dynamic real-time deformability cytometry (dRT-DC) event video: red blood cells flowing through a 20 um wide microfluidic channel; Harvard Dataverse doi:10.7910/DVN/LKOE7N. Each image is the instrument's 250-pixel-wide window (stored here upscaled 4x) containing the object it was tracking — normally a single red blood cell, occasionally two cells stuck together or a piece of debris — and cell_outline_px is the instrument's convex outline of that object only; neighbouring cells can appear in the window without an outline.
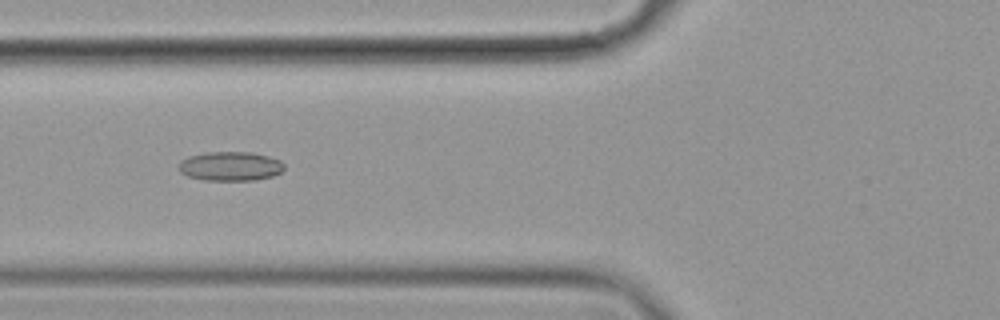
{"species": "common noctule bat (a hibernating species)", "species_latin": "Nyctalus noctula", "temperature_condition": "cold", "stored_images_in_passage": 4, "camera_frame_rate_fps": 3000, "um_per_image_px": 0.085, "animal": {"sex": "female", "body_mass_g": 19.9}, "frame": {"image": 1, "passage_image": 3, "time_ms": 0.667, "image_size_px": [1000, 320], "cell_outline_px": [[284, 168], [280, 172], [272, 176], [252, 180], [204, 180], [188, 176], [180, 172], [180, 160], [188, 156], [208, 152], [252, 152], [268, 156], [280, 160], [284, 164]], "centroid_in_image_um": [19.58, 14.12], "position_along_channel_um": 106.2, "area_um2": 17.86}}
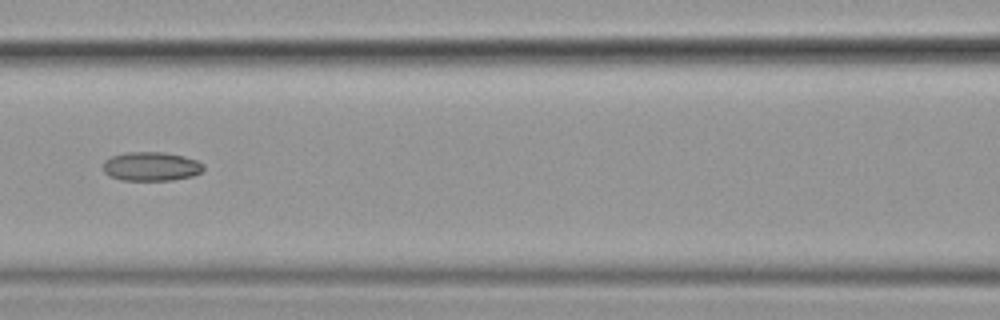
{"frame": {"image": 2, "passage_image": 4, "time_ms": 1.0, "image_size_px": [1000, 320], "cell_outline_px": [[204, 168], [200, 172], [192, 176], [172, 180], [120, 180], [108, 176], [104, 172], [104, 160], [112, 156], [128, 152], [160, 152], [184, 156], [196, 160], [204, 164]], "centroid_in_image_um": [12.83, 14.15], "position_along_channel_um": 153.8, "area_um2": 16.94}}